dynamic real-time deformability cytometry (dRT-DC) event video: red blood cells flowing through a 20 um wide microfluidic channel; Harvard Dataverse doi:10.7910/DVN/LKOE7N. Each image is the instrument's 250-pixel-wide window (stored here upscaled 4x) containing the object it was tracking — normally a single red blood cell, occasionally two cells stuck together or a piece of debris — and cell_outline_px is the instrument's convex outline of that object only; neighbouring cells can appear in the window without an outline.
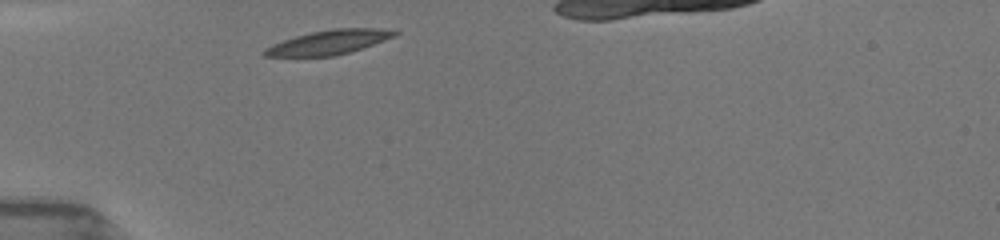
{"species": "common noctule bat (a hibernating species)", "species_latin": "Nyctalus noctula", "temperature_condition": "room temperature", "stored_images_in_passage": 38, "camera_frame_rate_fps": 3000, "um_per_image_px": 0.085, "animal": {"sex": "female", "body_mass_g": 19.5, "forearm_length_mm": 54.1}, "frame": {"image": 1, "passage_image": 1, "time_ms": 0.0, "image_size_px": [1000, 240], "cell_outline_px": [[400, 32], [396, 36], [348, 52], [332, 56], [264, 56], [260, 52], [264, 48], [272, 44], [296, 36], [312, 32], [332, 28], [380, 28]], "centroid_in_image_um": [27.91, 3.58], "position_along_channel_um": 57.1, "area_um2": 18.21}}
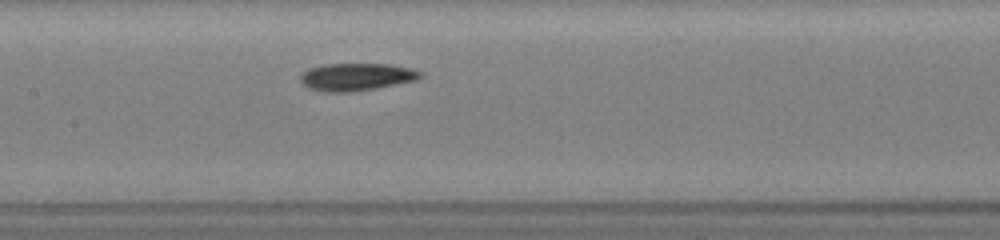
{"frame": {"image": 2, "passage_image": 17, "time_ms": 3.333, "image_size_px": [1000, 240], "cell_outline_px": [[420, 76], [416, 80], [376, 88], [352, 92], [324, 92], [308, 88], [300, 80], [300, 76], [308, 68], [324, 64], [388, 64], [412, 68], [420, 72]], "centroid_in_image_um": [30.25, 6.53], "position_along_channel_um": 177.1, "area_um2": 19.13}}
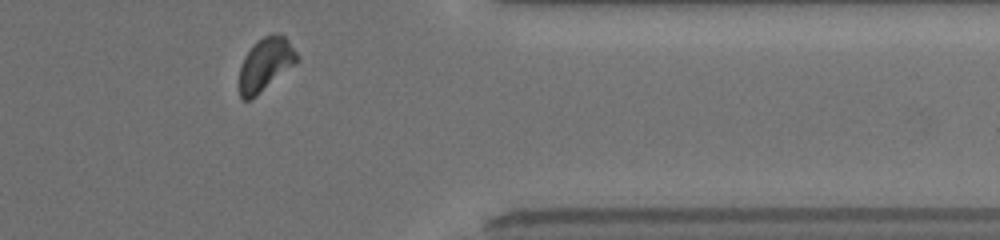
{"frame": {"image": 3, "passage_image": 34, "time_ms": 9.0, "image_size_px": [1000, 240], "cell_outline_px": [[300, 60], [296, 64], [256, 96], [248, 100], [244, 100], [240, 96], [240, 68], [244, 56], [256, 40], [272, 32], [280, 32], [288, 40], [300, 56]], "centroid_in_image_um": [22.61, 5.42], "position_along_channel_um": 388.8, "area_um2": 18.09}}